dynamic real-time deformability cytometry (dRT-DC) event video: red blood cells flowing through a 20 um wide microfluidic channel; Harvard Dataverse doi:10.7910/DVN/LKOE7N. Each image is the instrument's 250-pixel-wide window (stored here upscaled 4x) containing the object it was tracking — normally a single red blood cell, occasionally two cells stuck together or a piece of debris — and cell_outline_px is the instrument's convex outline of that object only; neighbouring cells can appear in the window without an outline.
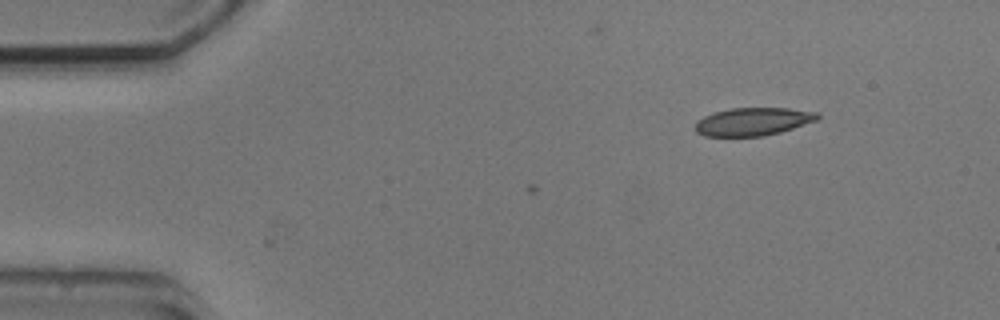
{"species": "common noctule bat (a hibernating species)", "species_latin": "Nyctalus noctula", "temperature_condition": "cold", "stored_images_in_passage": 3, "camera_frame_rate_fps": 3000, "um_per_image_px": 0.085, "animal": {"sex": "male", "body_mass_g": 20.5, "forearm_length_mm": 52.5}, "frame": {"image": 1, "passage_image": 3, "time_ms": 2.333, "image_size_px": [1000, 320], "cell_outline_px": [[820, 116], [816, 120], [780, 132], [764, 136], [704, 136], [696, 132], [696, 120], [712, 112], [732, 108], [788, 108], [820, 112]], "centroid_in_image_um": [63.99, 10.33], "position_along_channel_um": 21.0, "area_um2": 19.94}}